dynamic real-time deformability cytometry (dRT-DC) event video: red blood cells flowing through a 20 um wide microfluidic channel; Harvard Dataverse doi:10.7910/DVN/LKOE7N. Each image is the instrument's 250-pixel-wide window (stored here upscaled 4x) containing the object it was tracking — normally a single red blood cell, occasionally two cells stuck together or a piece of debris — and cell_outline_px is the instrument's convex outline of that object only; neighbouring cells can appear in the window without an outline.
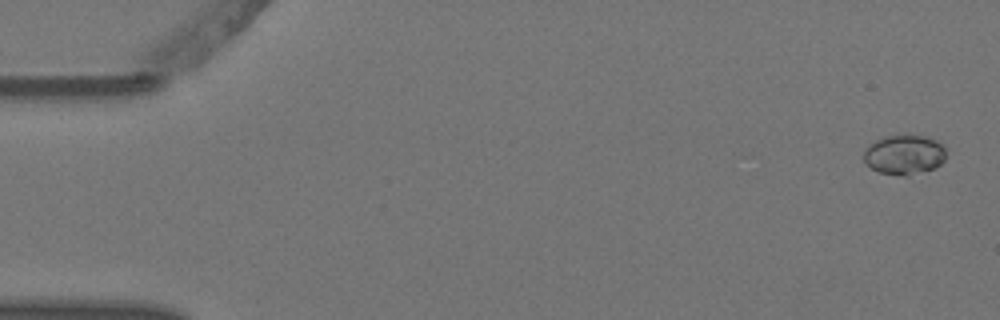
{"species": "Egyptian fruit bat (a non-hibernating species)", "species_latin": "Rousettus aegyptiacus", "temperature_condition": "warm", "stored_images_in_passage": 5, "camera_frame_rate_fps": 3000, "um_per_image_px": 0.085, "animal": {"sex": "female"}, "frame": {"image": 1, "passage_image": 1, "time_ms": 0.0, "image_size_px": [1000, 320], "cell_outline_px": [[944, 160], [940, 164], [932, 168], [908, 176], [904, 176], [880, 172], [872, 168], [864, 160], [864, 152], [868, 144], [884, 136], [924, 136], [936, 140], [944, 148]], "centroid_in_image_um": [76.83, 13.15], "position_along_channel_um": 8.2, "area_um2": 18.61}}
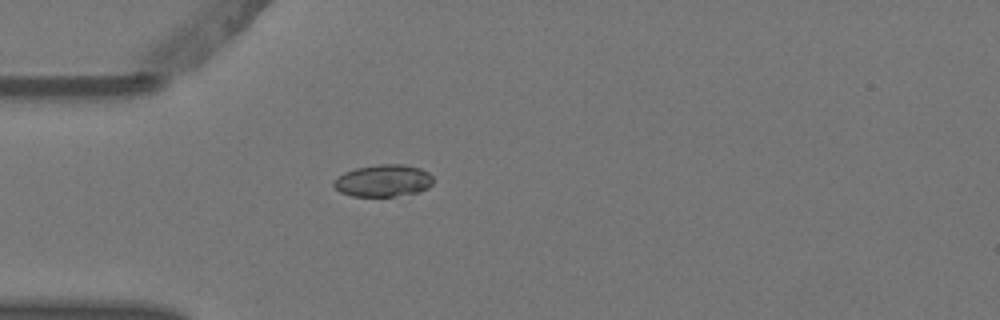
{"frame": {"image": 2, "passage_image": 5, "time_ms": 1.333, "image_size_px": [1000, 320], "cell_outline_px": [[432, 184], [428, 188], [420, 192], [392, 196], [352, 196], [340, 192], [332, 184], [344, 172], [356, 168], [380, 164], [404, 164], [420, 168], [428, 172], [432, 176]], "centroid_in_image_um": [32.61, 15.35], "position_along_channel_um": 52.4, "area_um2": 18.5}}